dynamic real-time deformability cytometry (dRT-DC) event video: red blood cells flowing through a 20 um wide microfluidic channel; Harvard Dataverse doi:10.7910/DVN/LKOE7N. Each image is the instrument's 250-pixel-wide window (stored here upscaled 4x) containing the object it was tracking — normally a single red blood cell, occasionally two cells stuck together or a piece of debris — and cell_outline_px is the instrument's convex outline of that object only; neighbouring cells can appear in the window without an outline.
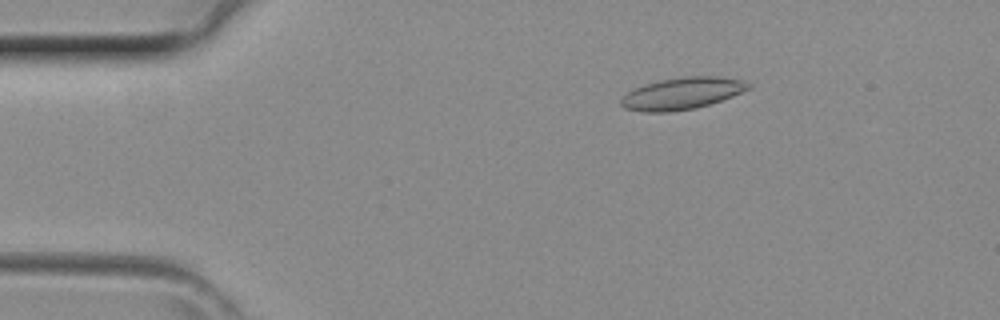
{"species": "common noctule bat (a hibernating species)", "species_latin": "Nyctalus noctula", "temperature_condition": "room temperature", "stored_images_in_passage": 38, "camera_frame_rate_fps": 3000, "um_per_image_px": 0.085, "animal": {"sex": "female", "body_mass_g": 29.2, "forearm_length_mm": 56.3}, "frame": {"image": 1, "passage_image": 3, "time_ms": 0.667, "image_size_px": [1000, 320], "cell_outline_px": [[752, 88], [732, 96], [696, 108], [668, 112], [644, 112], [624, 108], [620, 104], [620, 100], [628, 92], [644, 84], [660, 80], [688, 76], [712, 76], [740, 80], [752, 84]], "centroid_in_image_um": [57.96, 7.95], "position_along_channel_um": 27.0, "area_um2": 23.41}}
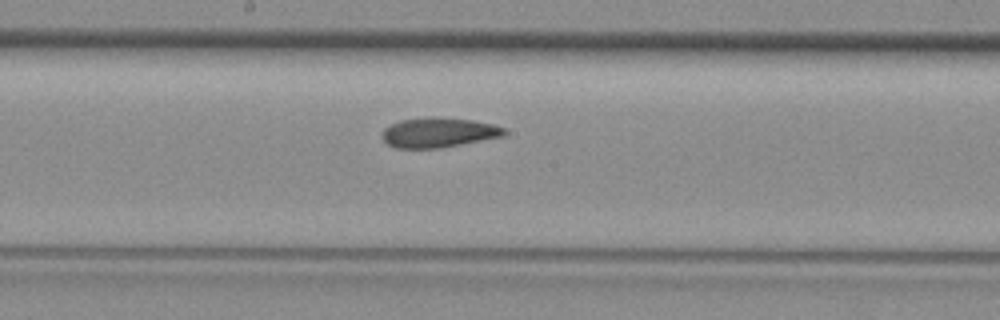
{"frame": {"image": 2, "passage_image": 18, "time_ms": 5.667, "image_size_px": [1000, 320], "cell_outline_px": [[508, 132], [504, 136], [440, 148], [396, 148], [388, 144], [384, 140], [384, 128], [400, 120], [432, 116], [472, 120], [492, 124], [504, 128]], "centroid_in_image_um": [37.3, 11.26], "position_along_channel_um": 210.9, "area_um2": 21.1}}
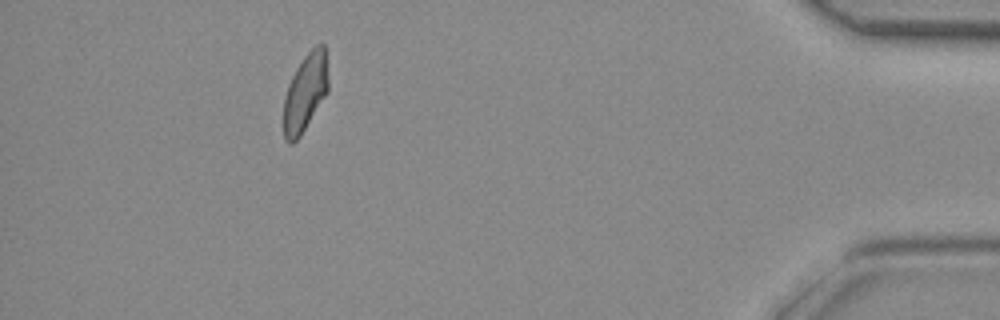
{"frame": {"image": 3, "passage_image": 34, "time_ms": 11.0, "image_size_px": [1000, 320], "cell_outline_px": [[328, 92], [300, 136], [292, 144], [288, 144], [284, 140], [284, 100], [288, 84], [296, 68], [304, 56], [316, 44], [324, 44], [328, 76]], "centroid_in_image_um": [25.94, 7.87], "position_along_channel_um": 409.3, "area_um2": 20.17}}